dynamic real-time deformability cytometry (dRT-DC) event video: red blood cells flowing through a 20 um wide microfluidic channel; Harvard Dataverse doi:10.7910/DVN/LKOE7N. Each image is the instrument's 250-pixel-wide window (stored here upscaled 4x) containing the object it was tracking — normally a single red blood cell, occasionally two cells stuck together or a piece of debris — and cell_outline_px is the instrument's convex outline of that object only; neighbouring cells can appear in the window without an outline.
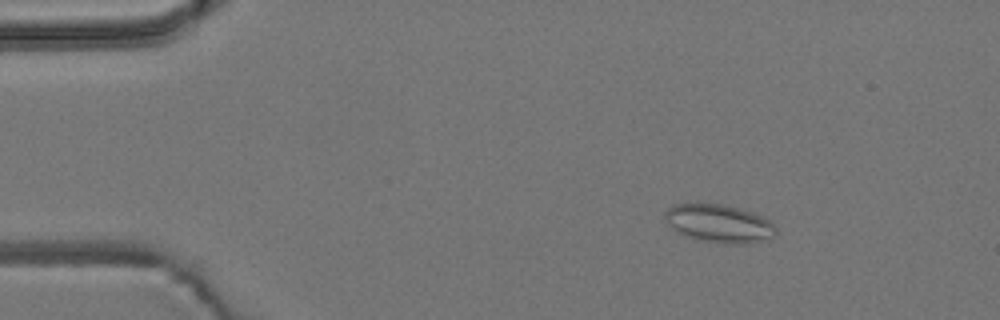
{"species": "common noctule bat (a hibernating species)", "species_latin": "Nyctalus noctula", "temperature_condition": "room temperature", "stored_images_in_passage": 53, "camera_frame_rate_fps": 3000, "um_per_image_px": 0.085, "animal": {"sex": "male", "body_mass_g": 19.2, "forearm_length_mm": 51.8}, "frame": {"image": 1, "passage_image": 7, "time_ms": 2.0, "image_size_px": [1000, 320], "cell_outline_px": [[776, 232], [772, 236], [748, 244], [732, 244], [704, 240], [688, 236], [672, 228], [664, 220], [664, 212], [672, 204], [696, 200], [720, 204], [752, 212], [768, 220], [776, 228]], "centroid_in_image_um": [61.03, 18.94], "position_along_channel_um": 24.0, "area_um2": 24.74}}
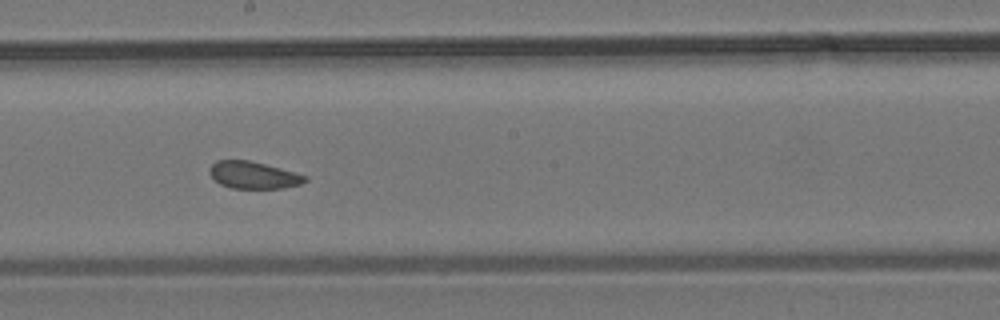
{"frame": {"image": 2, "passage_image": 29, "time_ms": 9.333, "image_size_px": [1000, 320], "cell_outline_px": [[308, 180], [300, 184], [284, 188], [232, 188], [220, 184], [208, 172], [208, 168], [216, 160], [248, 160], [296, 172], [308, 176]], "centroid_in_image_um": [21.55, 14.88], "position_along_channel_um": 226.7, "area_um2": 15.09}}
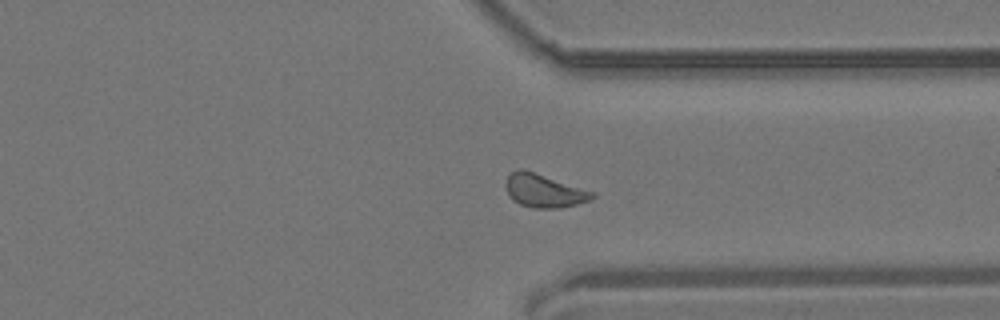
{"frame": {"image": 3, "passage_image": 40, "time_ms": 13.0, "image_size_px": [1000, 320], "cell_outline_px": [[596, 196], [592, 200], [560, 208], [532, 208], [520, 204], [512, 200], [508, 196], [504, 184], [508, 176], [516, 168], [524, 168], [596, 192]], "centroid_in_image_um": [46.24, 16.2], "position_along_channel_um": 365.2, "area_um2": 17.22}, "authors_computed_cell_mechanics": {"area_um2": 16.5886, "velocity_mm_per_s": 3.7886, "shape_relaxation_time_tau1_ms": null, "shape_relaxation_time_tau2_ms": 1.7281, "deformation_change_tau1": null, "deformation_change_tau2": 0.0773}}